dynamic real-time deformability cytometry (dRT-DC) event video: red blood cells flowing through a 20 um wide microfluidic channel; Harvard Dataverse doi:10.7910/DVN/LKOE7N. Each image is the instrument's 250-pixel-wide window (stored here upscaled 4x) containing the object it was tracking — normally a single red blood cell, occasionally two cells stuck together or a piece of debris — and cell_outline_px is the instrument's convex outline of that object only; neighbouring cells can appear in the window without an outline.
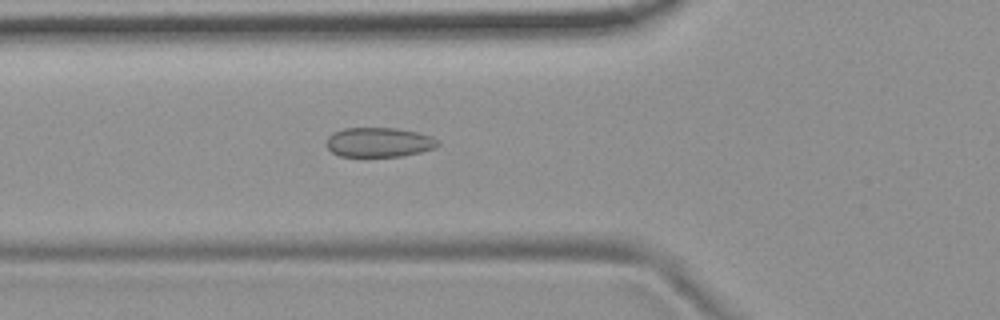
{"species": "common noctule bat (a hibernating species)", "species_latin": "Nyctalus noctula", "temperature_condition": "room temperature", "stored_images_in_passage": 50, "camera_frame_rate_fps": 3000, "um_per_image_px": 0.085, "animal": {"sex": "female", "body_mass_g": 19.9}, "frame": {"image": 1, "passage_image": 18, "time_ms": 5.667, "image_size_px": [1000, 320], "cell_outline_px": [[440, 144], [436, 148], [420, 152], [400, 156], [340, 156], [332, 152], [324, 144], [328, 136], [332, 132], [344, 128], [396, 128], [416, 132], [432, 136], [440, 140]], "centroid_in_image_um": [32.21, 12.09], "position_along_channel_um": 93.6, "area_um2": 19.36}}
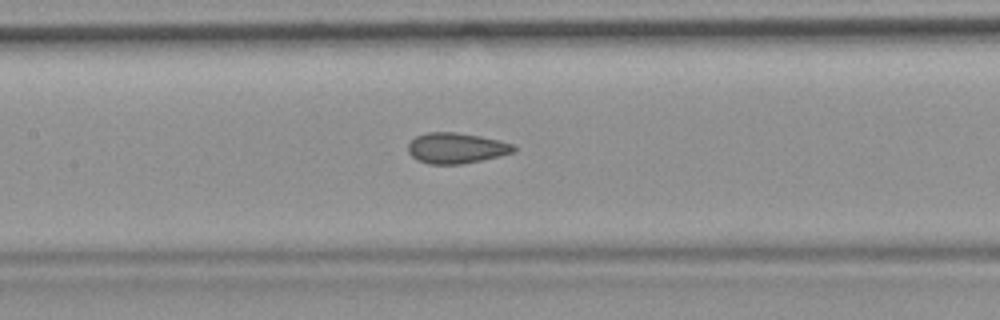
{"frame": {"image": 2, "passage_image": 24, "time_ms": 7.667, "image_size_px": [1000, 320], "cell_outline_px": [[516, 152], [500, 156], [460, 164], [428, 164], [412, 156], [408, 152], [408, 144], [416, 136], [428, 132], [456, 132], [480, 136], [500, 140], [512, 144], [516, 148]], "centroid_in_image_um": [38.8, 12.58], "position_along_channel_um": 168.6, "area_um2": 18.79}}
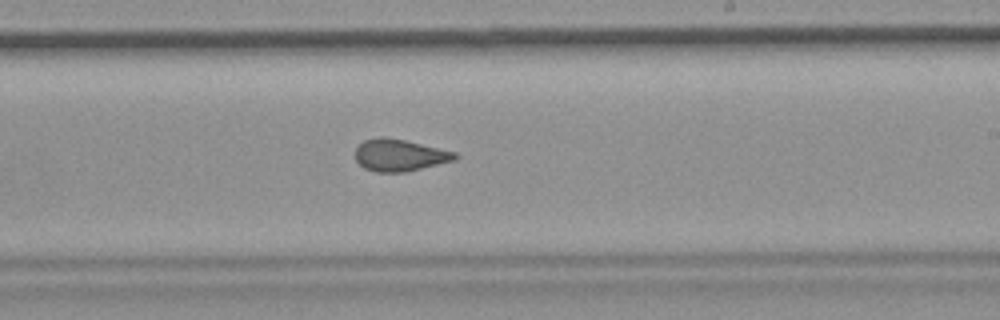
{"frame": {"image": 3, "passage_image": 31, "time_ms": 10.0, "image_size_px": [1000, 320], "cell_outline_px": [[460, 156], [456, 160], [404, 172], [376, 172], [364, 168], [356, 160], [356, 148], [364, 140], [380, 136], [384, 136], [404, 140], [456, 152]], "centroid_in_image_um": [33.97, 13.19], "position_along_channel_um": 255.0, "area_um2": 18.5}}